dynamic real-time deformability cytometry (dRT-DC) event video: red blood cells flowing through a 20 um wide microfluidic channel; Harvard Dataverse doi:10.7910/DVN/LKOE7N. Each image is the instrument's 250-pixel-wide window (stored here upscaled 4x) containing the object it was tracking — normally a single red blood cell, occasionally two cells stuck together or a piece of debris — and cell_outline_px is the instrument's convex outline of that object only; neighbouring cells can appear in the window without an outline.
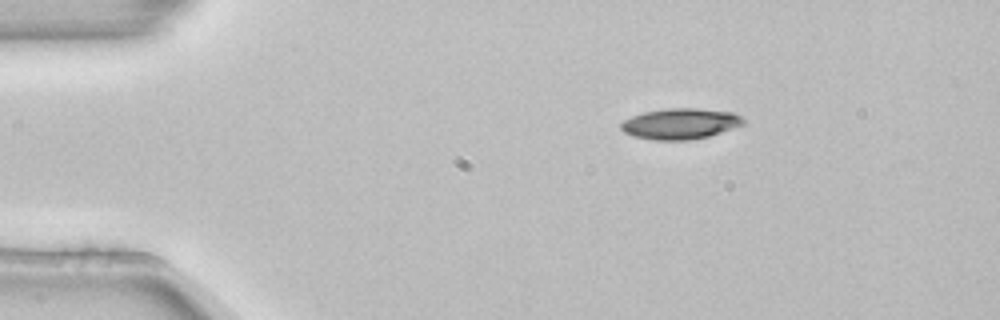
{"species": "common noctule bat (a hibernating species)", "species_latin": "Nyctalus noctula", "temperature_condition": "room temperature", "stored_images_in_passage": 3, "camera_frame_rate_fps": 3000, "um_per_image_px": 0.085, "animal": {"sex": "female", "body_mass_g": 22.7, "forearm_length_mm": 54.2}, "frame": {"image": 1, "passage_image": 1, "time_ms": 0.0, "image_size_px": [1000, 320], "cell_outline_px": [[744, 124], [708, 136], [692, 140], [652, 140], [636, 136], [624, 132], [620, 128], [620, 124], [624, 120], [632, 116], [644, 112], [668, 108], [696, 108], [732, 112], [740, 116], [744, 120]], "centroid_in_image_um": [57.81, 10.51], "position_along_channel_um": 27.2, "area_um2": 21.79}}
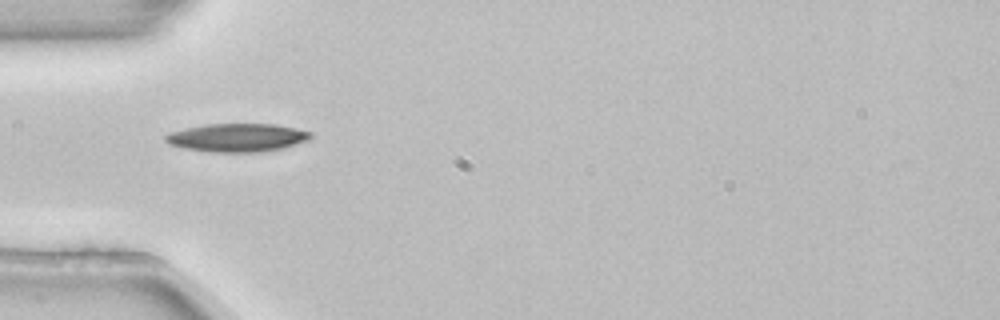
{"frame": {"image": 2, "passage_image": 2, "time_ms": 0.333, "image_size_px": [1000, 320], "cell_outline_px": [[312, 136], [308, 140], [284, 148], [260, 152], [208, 152], [184, 148], [168, 144], [164, 140], [164, 136], [172, 132], [188, 128], [208, 124], [276, 124], [296, 128], [312, 132]], "centroid_in_image_um": [20.19, 11.7], "position_along_channel_um": 64.8, "area_um2": 23.93}}